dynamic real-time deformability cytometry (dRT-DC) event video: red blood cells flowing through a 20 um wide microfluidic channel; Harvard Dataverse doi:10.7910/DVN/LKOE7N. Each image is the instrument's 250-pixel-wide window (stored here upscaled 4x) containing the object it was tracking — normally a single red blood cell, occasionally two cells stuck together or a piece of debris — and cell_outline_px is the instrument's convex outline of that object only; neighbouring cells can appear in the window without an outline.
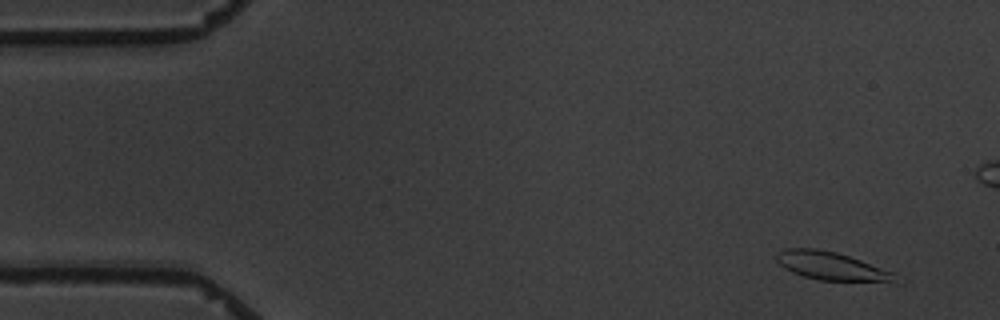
{"species": "common noctule bat (a hibernating species)", "species_latin": "Nyctalus noctula", "temperature_condition": "warm", "stored_images_in_passage": 13, "camera_frame_rate_fps": 3000, "um_per_image_px": 0.085, "animal": {"sex": "male", "body_mass_g": 19.5, "forearm_length_mm": 54.6}, "frame": {"image": 1, "passage_image": 1, "time_ms": 0.0, "image_size_px": [1000, 320], "cell_outline_px": [[892, 272], [888, 280], [820, 280], [804, 276], [792, 272], [784, 268], [776, 260], [776, 252], [784, 248], [816, 248], [836, 252], [860, 260]], "centroid_in_image_um": [70.42, 22.55], "position_along_channel_um": 14.6, "area_um2": 18.5}}
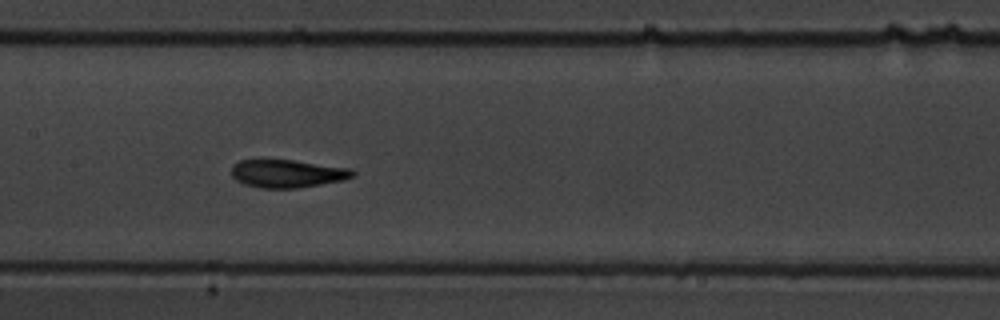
{"frame": {"image": 2, "passage_image": 7, "time_ms": 8.0, "image_size_px": [1000, 320], "cell_outline_px": [[356, 172], [352, 176], [344, 180], [296, 188], [260, 188], [244, 184], [236, 180], [232, 176], [232, 164], [240, 160], [292, 160], [348, 168]], "centroid_in_image_um": [24.38, 14.76], "position_along_channel_um": 183.0, "area_um2": 19.54}}
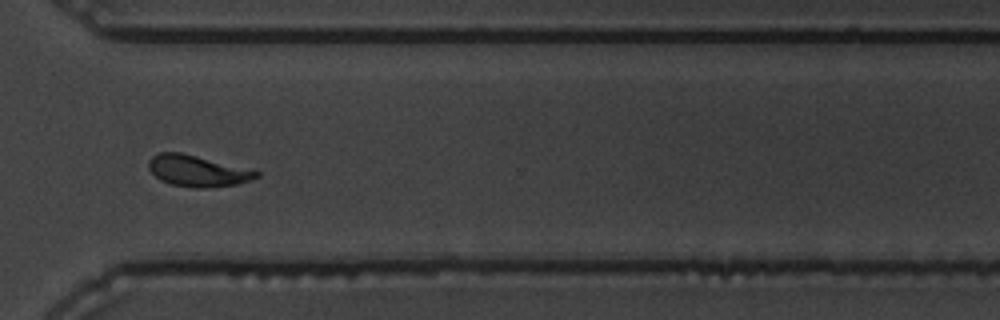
{"frame": {"image": 3, "passage_image": 11, "time_ms": 13.0, "image_size_px": [1000, 320], "cell_outline_px": [[260, 176], [236, 184], [208, 188], [196, 188], [172, 184], [160, 180], [148, 168], [148, 160], [152, 156], [160, 152], [180, 152], [256, 168], [260, 172]], "centroid_in_image_um": [16.86, 14.5], "position_along_channel_um": 353.7, "area_um2": 20.06}, "authors_computed_cell_mechanics": {"area_um2": 19.941, "velocity_mm_per_s": 3.4202, "shape_relaxation_time_tau1_ms": 3.3573, "shape_relaxation_time_tau2_ms": 1.0611, "deformation_change_tau1": 0.1539, "deformation_change_tau2": 0.0558}}